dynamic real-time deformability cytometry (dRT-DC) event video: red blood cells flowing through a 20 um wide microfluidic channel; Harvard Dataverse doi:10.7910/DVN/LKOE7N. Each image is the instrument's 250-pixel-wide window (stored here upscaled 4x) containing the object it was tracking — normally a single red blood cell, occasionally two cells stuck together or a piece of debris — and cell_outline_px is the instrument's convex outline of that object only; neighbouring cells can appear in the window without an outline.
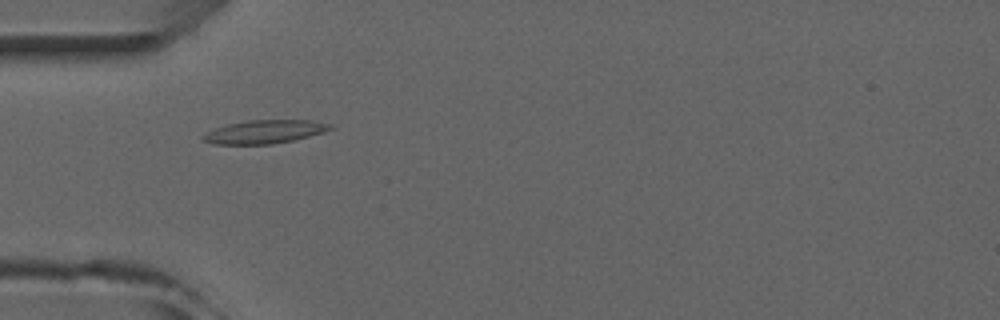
{"species": "common noctule bat (a hibernating species)", "species_latin": "Nyctalus noctula", "temperature_condition": "room temperature", "stored_images_in_passage": 6, "camera_frame_rate_fps": 3000, "um_per_image_px": 0.085, "animal": {"sex": "male", "forearm_length_mm": 52.5}, "frame": {"image": 1, "passage_image": 4, "time_ms": 3.667, "image_size_px": [1000, 320], "cell_outline_px": [[336, 128], [324, 132], [292, 140], [272, 144], [212, 144], [204, 140], [200, 136], [216, 128], [228, 124], [248, 120], [312, 120], [332, 124]], "centroid_in_image_um": [22.53, 11.19], "position_along_channel_um": 62.5, "area_um2": 17.28}}
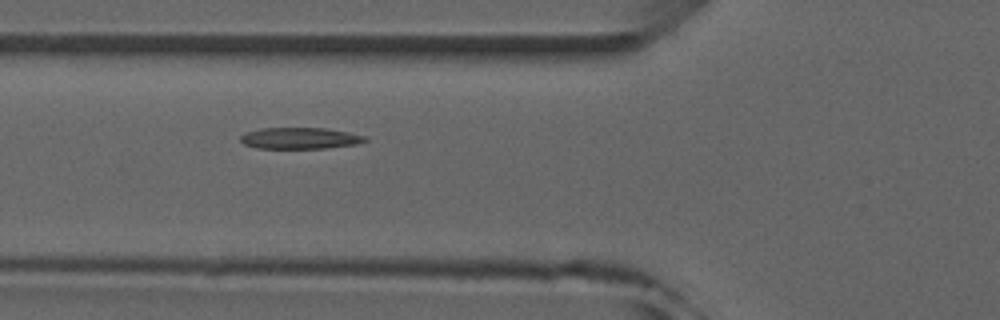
{"frame": {"image": 2, "passage_image": 5, "time_ms": 4.667, "image_size_px": [1000, 320], "cell_outline_px": [[368, 140], [356, 144], [328, 148], [256, 148], [244, 144], [240, 140], [240, 136], [248, 132], [260, 128], [324, 128], [348, 132], [364, 136]], "centroid_in_image_um": [25.48, 11.75], "position_along_channel_um": 100.3, "area_um2": 15.37}}
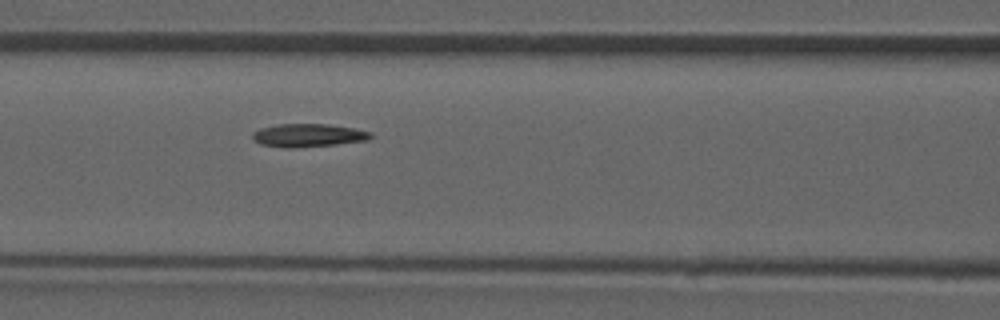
{"frame": {"image": 3, "passage_image": 6, "time_ms": 5.667, "image_size_px": [1000, 320], "cell_outline_px": [[372, 136], [368, 140], [336, 144], [292, 148], [280, 148], [260, 144], [252, 140], [252, 132], [260, 128], [276, 124], [328, 124], [356, 128], [372, 132]], "centroid_in_image_um": [26.16, 11.5], "position_along_channel_um": 140.4, "area_um2": 16.18}}